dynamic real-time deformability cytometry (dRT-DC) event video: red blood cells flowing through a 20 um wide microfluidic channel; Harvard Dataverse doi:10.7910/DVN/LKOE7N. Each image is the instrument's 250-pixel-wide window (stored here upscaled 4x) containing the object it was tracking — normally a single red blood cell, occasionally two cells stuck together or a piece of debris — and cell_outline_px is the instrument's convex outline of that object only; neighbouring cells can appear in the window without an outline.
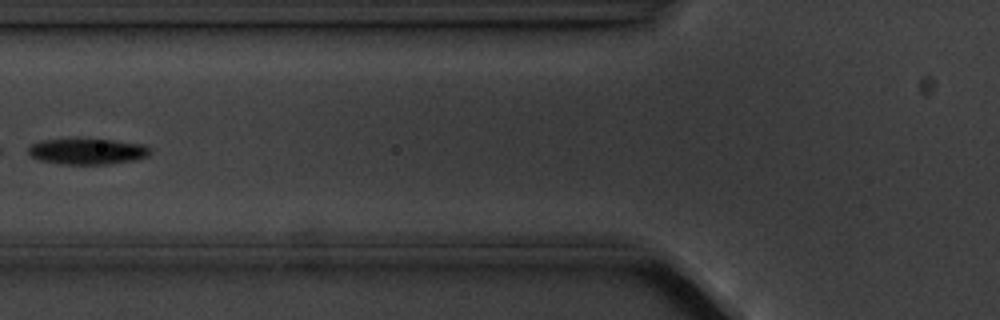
{"species": "common noctule bat (a hibernating species)", "species_latin": "Nyctalus noctula", "temperature_condition": "cold", "stored_images_in_passage": 7, "camera_frame_rate_fps": 3000, "um_per_image_px": 0.085, "animal": {"sex": "male", "body_mass_g": 20.1, "forearm_length_mm": 53.5}, "frame": {"image": 1, "passage_image": 6, "time_ms": 6.0, "image_size_px": [1000, 320], "cell_outline_px": [[152, 152], [148, 156], [136, 160], [108, 164], [60, 164], [40, 160], [32, 156], [28, 152], [28, 148], [32, 144], [44, 140], [116, 140], [144, 144], [152, 148]], "centroid_in_image_um": [7.51, 12.88], "position_along_channel_um": 118.3, "area_um2": 18.26}}